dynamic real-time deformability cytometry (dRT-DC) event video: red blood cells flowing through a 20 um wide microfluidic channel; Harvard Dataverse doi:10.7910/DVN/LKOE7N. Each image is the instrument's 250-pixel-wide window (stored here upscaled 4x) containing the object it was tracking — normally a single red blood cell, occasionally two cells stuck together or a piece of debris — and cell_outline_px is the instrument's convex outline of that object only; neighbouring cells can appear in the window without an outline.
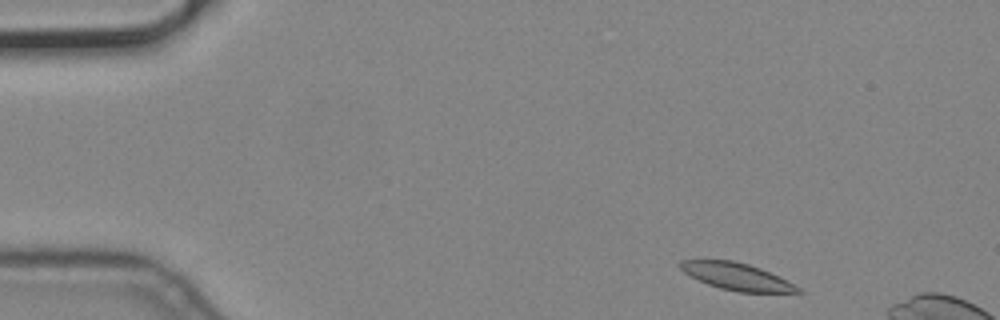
{"species": "common noctule bat (a hibernating species)", "species_latin": "Nyctalus noctula", "temperature_condition": "cold", "stored_images_in_passage": 4, "camera_frame_rate_fps": 3000, "um_per_image_px": 0.085, "animal": {"sex": "male", "body_mass_g": 19.2, "forearm_length_mm": 51.8}, "frame": {"image": 1, "passage_image": 1, "time_ms": 0.0, "image_size_px": [1000, 320], "cell_outline_px": [[804, 292], [736, 292], [720, 288], [708, 284], [684, 272], [680, 268], [680, 260], [732, 260], [748, 264], [760, 268], [796, 284]], "centroid_in_image_um": [62.65, 23.5], "position_along_channel_um": 22.3, "area_um2": 18.32}}